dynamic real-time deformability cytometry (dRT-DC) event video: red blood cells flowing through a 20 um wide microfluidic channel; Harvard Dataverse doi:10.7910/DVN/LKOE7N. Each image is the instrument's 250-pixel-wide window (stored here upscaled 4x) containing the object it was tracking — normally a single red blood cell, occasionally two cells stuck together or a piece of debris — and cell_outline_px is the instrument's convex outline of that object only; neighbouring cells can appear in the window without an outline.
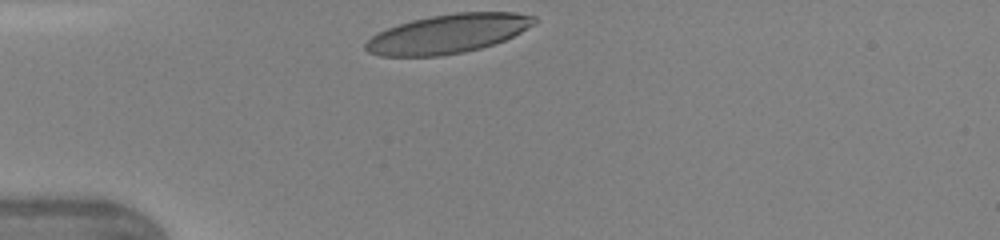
{"species": "human", "species_latin": "Homo sapiens", "temperature_condition": "warm", "stored_images_in_passage": 27, "camera_frame_rate_fps": 3000, "um_per_image_px": 0.085, "donor": {"sex": "female"}, "frame": {"image": 1, "passage_image": 1, "time_ms": 0.0, "image_size_px": [1000, 240], "cell_outline_px": [[540, 20], [536, 24], [504, 40], [480, 48], [464, 52], [440, 56], [380, 56], [368, 52], [364, 48], [364, 44], [372, 36], [388, 28], [412, 20], [432, 16], [456, 12], [516, 12], [536, 16]], "centroid_in_image_um": [38.12, 2.86], "position_along_channel_um": 46.9, "area_um2": 38.26}}
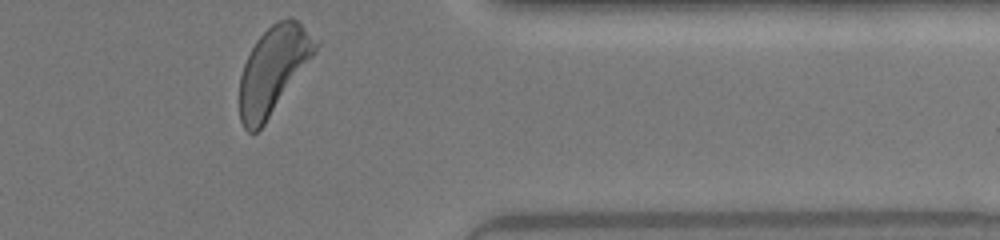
{"frame": {"image": 2, "passage_image": 27, "time_ms": 8.667, "image_size_px": [1000, 240], "cell_outline_px": [[320, 44], [316, 52], [264, 124], [256, 132], [248, 132], [244, 128], [240, 120], [240, 76], [244, 64], [256, 40], [276, 20], [288, 16], [292, 16], [320, 40]], "centroid_in_image_um": [23.25, 5.89], "position_along_channel_um": 388.1, "area_um2": 38.26}, "authors_computed_cell_mechanics": {"area_um2": 39.015, "velocity_mm_per_s": 4.3247, "shape_relaxation_time_tau1_ms": 2.2747, "shape_relaxation_time_tau2_ms": null, "deformation_change_tau1": 0.1521, "deformation_change_tau2": null}}